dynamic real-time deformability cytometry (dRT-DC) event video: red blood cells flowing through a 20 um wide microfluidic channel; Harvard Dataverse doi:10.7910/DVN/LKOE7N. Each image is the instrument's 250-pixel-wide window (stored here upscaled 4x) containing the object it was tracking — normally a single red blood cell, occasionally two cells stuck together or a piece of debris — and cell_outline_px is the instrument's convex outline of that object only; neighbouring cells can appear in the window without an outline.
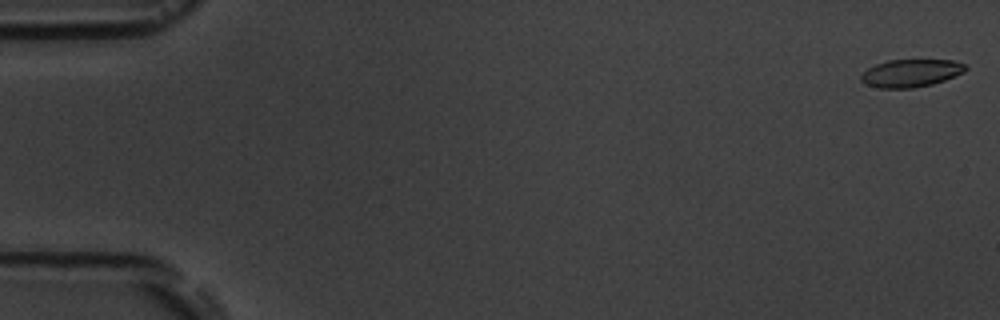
{"species": "common noctule bat (a hibernating species)", "species_latin": "Nyctalus noctula", "temperature_condition": "room temperature", "stored_images_in_passage": 5, "camera_frame_rate_fps": 3000, "um_per_image_px": 0.085, "animal": {"sex": "male", "body_mass_g": 19.5, "forearm_length_mm": 54.6}, "frame": {"image": 1, "passage_image": 1, "time_ms": 0.0, "image_size_px": [1000, 320], "cell_outline_px": [[968, 68], [964, 72], [944, 80], [932, 84], [912, 88], [880, 88], [868, 84], [860, 80], [860, 76], [868, 68], [876, 64], [888, 60], [952, 60], [964, 64]], "centroid_in_image_um": [77.43, 6.21], "position_along_channel_um": 7.6, "area_um2": 16.7}}
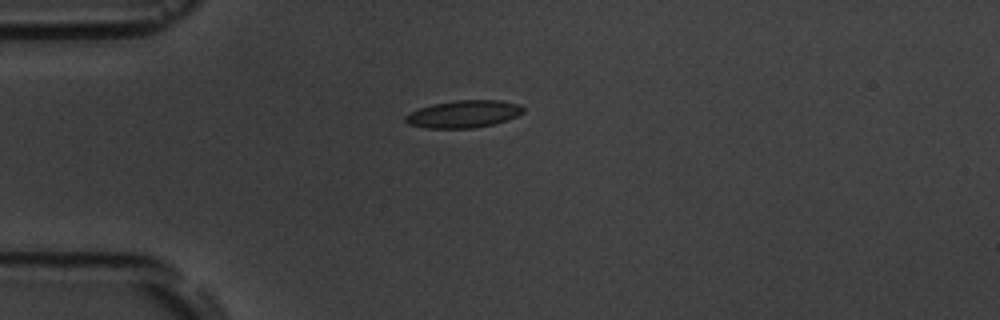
{"frame": {"image": 2, "passage_image": 5, "time_ms": 4.667, "image_size_px": [1000, 320], "cell_outline_px": [[524, 112], [516, 116], [492, 124], [472, 128], [424, 128], [408, 124], [404, 120], [404, 116], [420, 108], [432, 104], [456, 100], [500, 100], [520, 104], [524, 108]], "centroid_in_image_um": [39.39, 9.68], "position_along_channel_um": 45.6, "area_um2": 18.67}}